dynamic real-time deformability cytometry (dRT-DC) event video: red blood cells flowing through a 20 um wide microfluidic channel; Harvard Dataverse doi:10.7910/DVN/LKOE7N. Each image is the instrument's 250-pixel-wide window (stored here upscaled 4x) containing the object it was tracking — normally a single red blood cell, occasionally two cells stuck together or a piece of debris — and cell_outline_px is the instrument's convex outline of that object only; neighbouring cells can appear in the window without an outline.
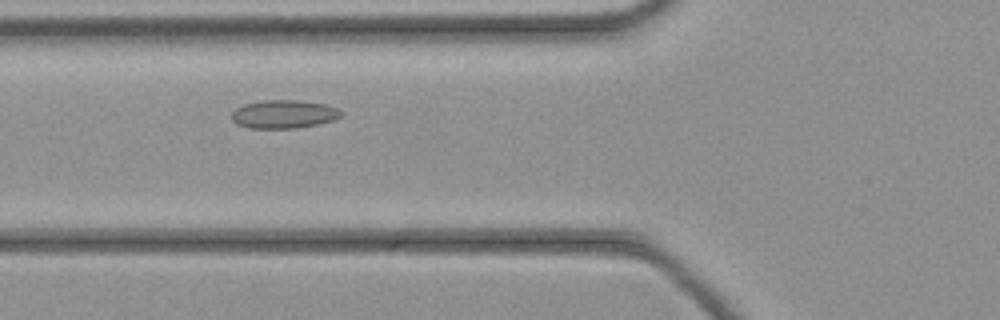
{"species": "common noctule bat (a hibernating species)", "species_latin": "Nyctalus noctula", "temperature_condition": "cold", "stored_images_in_passage": 34, "camera_frame_rate_fps": 3000, "um_per_image_px": 0.085, "animal": {"sex": "female", "body_mass_g": 21.9}, "frame": {"image": 1, "passage_image": 6, "time_ms": 1.667, "image_size_px": [1000, 320], "cell_outline_px": [[340, 116], [336, 120], [296, 128], [248, 128], [236, 124], [232, 120], [232, 112], [236, 108], [244, 104], [260, 100], [300, 100], [324, 104], [336, 108], [340, 112]], "centroid_in_image_um": [24.08, 9.7], "position_along_channel_um": 101.7, "area_um2": 18.03}}
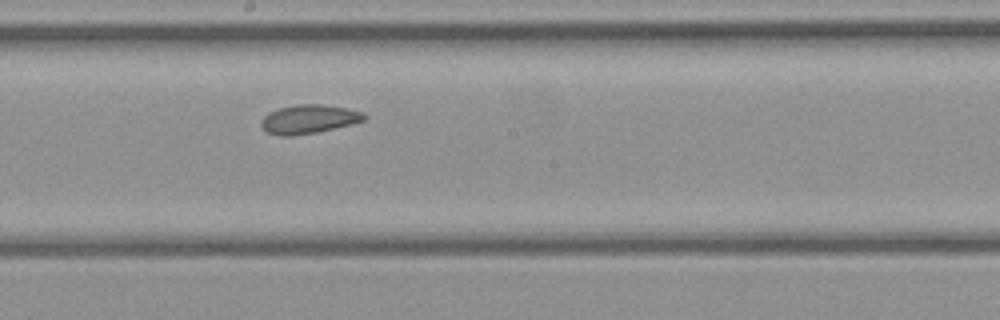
{"frame": {"image": 2, "passage_image": 14, "time_ms": 4.333, "image_size_px": [1000, 320], "cell_outline_px": [[368, 116], [364, 120], [352, 124], [316, 132], [292, 136], [280, 136], [268, 132], [260, 124], [260, 120], [268, 112], [276, 108], [296, 104], [320, 104], [344, 108], [364, 112]], "centroid_in_image_um": [26.22, 10.12], "position_along_channel_um": 222.0, "area_um2": 17.34}}
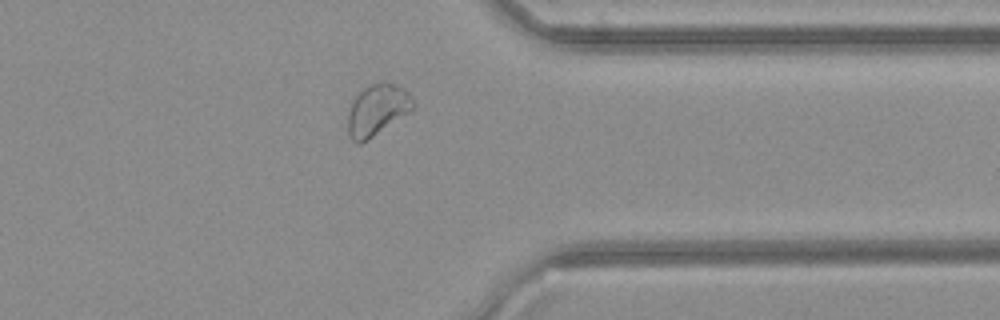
{"frame": {"image": 3, "passage_image": 25, "time_ms": 8.0, "image_size_px": [1000, 320], "cell_outline_px": [[416, 104], [408, 112], [368, 140], [360, 144], [356, 144], [352, 140], [348, 132], [348, 112], [352, 100], [356, 92], [360, 88], [368, 84], [384, 80], [396, 84], [404, 88], [408, 92]], "centroid_in_image_um": [32.02, 9.29], "position_along_channel_um": 379.4, "area_um2": 19.83}}